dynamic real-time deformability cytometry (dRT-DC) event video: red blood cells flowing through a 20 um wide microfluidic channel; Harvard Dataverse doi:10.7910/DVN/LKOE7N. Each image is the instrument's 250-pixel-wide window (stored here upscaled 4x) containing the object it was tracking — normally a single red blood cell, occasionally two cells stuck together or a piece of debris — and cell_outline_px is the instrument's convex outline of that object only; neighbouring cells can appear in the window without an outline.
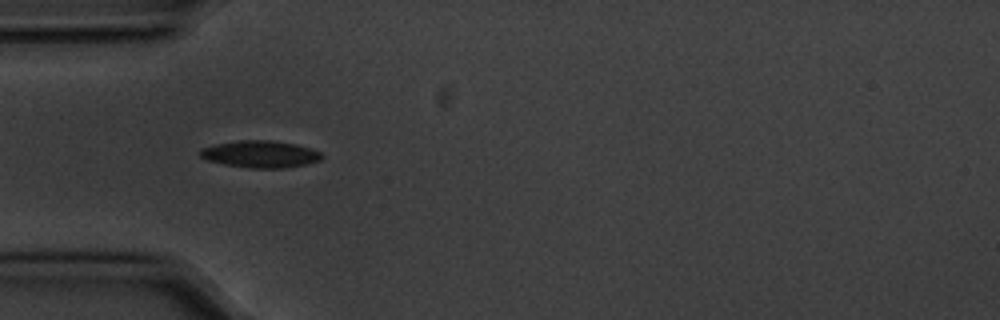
{"species": "common noctule bat (a hibernating species)", "species_latin": "Nyctalus noctula", "temperature_condition": "cold", "stored_images_in_passage": 32, "camera_frame_rate_fps": 3000, "um_per_image_px": 0.085, "animal": {"sex": "male", "body_mass_g": 20.1, "forearm_length_mm": 53.5}, "frame": {"image": 1, "passage_image": 1, "time_ms": 0.0, "image_size_px": [1000, 320], "cell_outline_px": [[324, 156], [320, 160], [308, 164], [284, 168], [248, 168], [224, 164], [208, 160], [200, 156], [200, 148], [216, 144], [236, 140], [268, 140], [296, 144], [312, 148], [320, 152]], "centroid_in_image_um": [22.15, 13.1], "position_along_channel_um": 62.9, "area_um2": 19.25}, "authors_computed_cell_mechanics": {"area_um2": 17.7735, "velocity_mm_per_s": 3.5763, "shape_relaxation_time_tau1_ms": 3.3088, "shape_relaxation_time_tau2_ms": 6.2156, "deformation_change_tau1": 0.1168, "deformation_change_tau2": 0.1285}}